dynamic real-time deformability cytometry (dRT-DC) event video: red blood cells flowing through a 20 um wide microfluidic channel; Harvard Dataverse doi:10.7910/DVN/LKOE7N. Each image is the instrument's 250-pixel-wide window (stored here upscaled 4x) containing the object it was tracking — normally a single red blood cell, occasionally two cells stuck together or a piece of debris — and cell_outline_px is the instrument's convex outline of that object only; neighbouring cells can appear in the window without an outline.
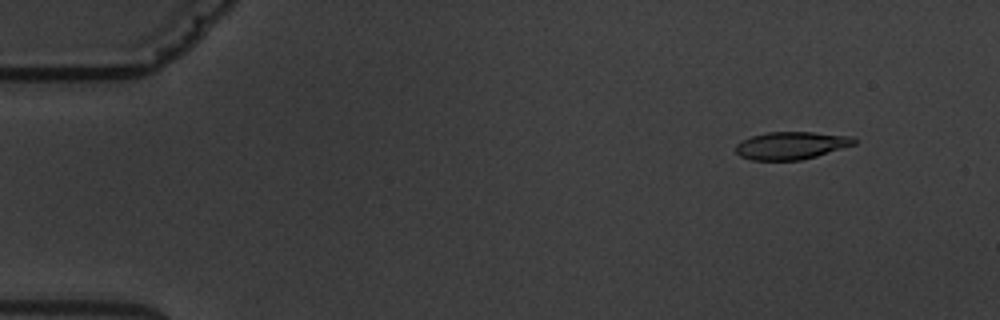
{"species": "common noctule bat (a hibernating species)", "species_latin": "Nyctalus noctula", "temperature_condition": "warm", "stored_images_in_passage": 4, "camera_frame_rate_fps": 3000, "um_per_image_px": 0.085, "animal": {"sex": "male", "body_mass_g": 19.5, "forearm_length_mm": 54.6}, "frame": {"image": 1, "passage_image": 2, "time_ms": 1.0, "image_size_px": [1000, 320], "cell_outline_px": [[856, 144], [816, 156], [800, 160], [752, 160], [740, 156], [736, 152], [736, 144], [740, 140], [752, 136], [768, 132], [812, 132], [852, 136], [856, 140]], "centroid_in_image_um": [67.24, 12.36], "position_along_channel_um": 17.8, "area_um2": 19.02}}